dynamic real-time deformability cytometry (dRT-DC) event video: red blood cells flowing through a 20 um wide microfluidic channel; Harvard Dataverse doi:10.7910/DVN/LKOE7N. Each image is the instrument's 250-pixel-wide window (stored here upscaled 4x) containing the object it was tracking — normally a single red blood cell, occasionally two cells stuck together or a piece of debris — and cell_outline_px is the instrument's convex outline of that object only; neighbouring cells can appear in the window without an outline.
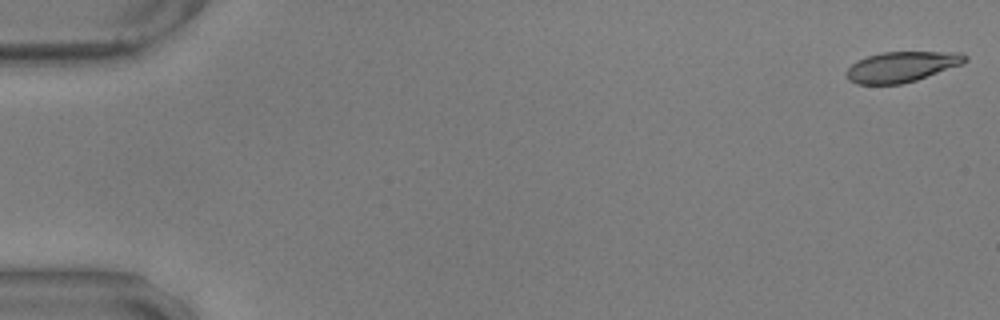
{"species": "common noctule bat (a hibernating species)", "species_latin": "Nyctalus noctula", "temperature_condition": "warm", "stored_images_in_passage": 57, "camera_frame_rate_fps": 3000, "um_per_image_px": 0.085, "animal": {"sex": "male", "body_mass_g": 17.9, "forearm_length_mm": 54.2}, "frame": {"image": 1, "passage_image": 1, "time_ms": 0.0, "image_size_px": [1000, 320], "cell_outline_px": [[968, 60], [964, 64], [916, 80], [900, 84], [856, 84], [848, 80], [848, 68], [856, 60], [868, 56], [884, 52], [960, 52], [968, 56]], "centroid_in_image_um": [76.69, 5.67], "position_along_channel_um": 8.3, "area_um2": 21.04}}
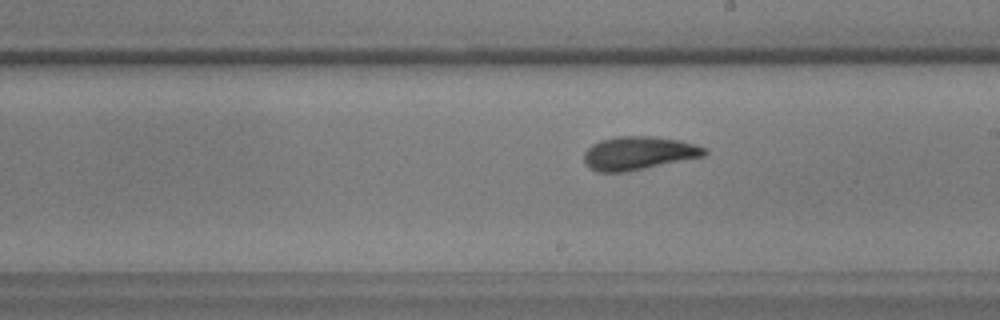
{"frame": {"image": 2, "passage_image": 33, "time_ms": 10.667, "image_size_px": [1000, 320], "cell_outline_px": [[708, 152], [704, 156], [624, 172], [596, 172], [588, 168], [584, 164], [584, 152], [592, 144], [600, 140], [616, 136], [656, 136], [680, 140], [708, 148]], "centroid_in_image_um": [54.25, 13.01], "position_along_channel_um": 234.7, "area_um2": 23.58}}
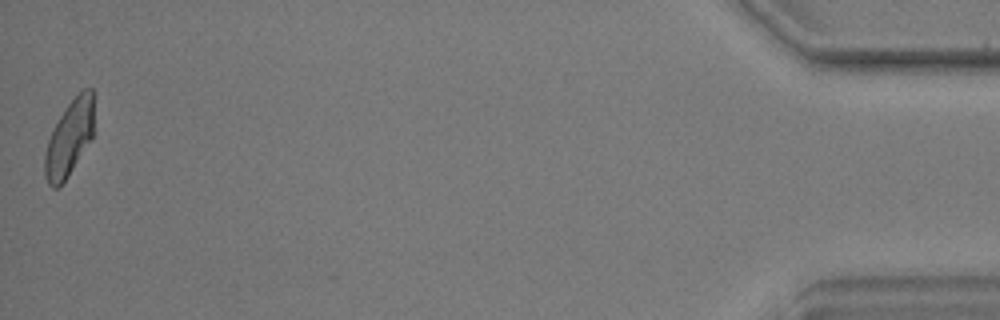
{"frame": {"image": 3, "passage_image": 57, "time_ms": 18.667, "image_size_px": [1000, 320], "cell_outline_px": [[92, 136], [68, 176], [60, 188], [52, 188], [48, 184], [44, 176], [44, 156], [48, 140], [60, 116], [68, 104], [84, 88], [92, 88]], "centroid_in_image_um": [5.85, 11.81], "position_along_channel_um": 429.4, "area_um2": 21.1}, "authors_computed_cell_mechanics": {"area_um2": 22.6576, "velocity_mm_per_s": 3.5348, "shape_relaxation_time_tau1_ms": 5.1129, "shape_relaxation_time_tau2_ms": 2.029, "deformation_change_tau1": 0.1618, "deformation_change_tau2": 0.0838}}